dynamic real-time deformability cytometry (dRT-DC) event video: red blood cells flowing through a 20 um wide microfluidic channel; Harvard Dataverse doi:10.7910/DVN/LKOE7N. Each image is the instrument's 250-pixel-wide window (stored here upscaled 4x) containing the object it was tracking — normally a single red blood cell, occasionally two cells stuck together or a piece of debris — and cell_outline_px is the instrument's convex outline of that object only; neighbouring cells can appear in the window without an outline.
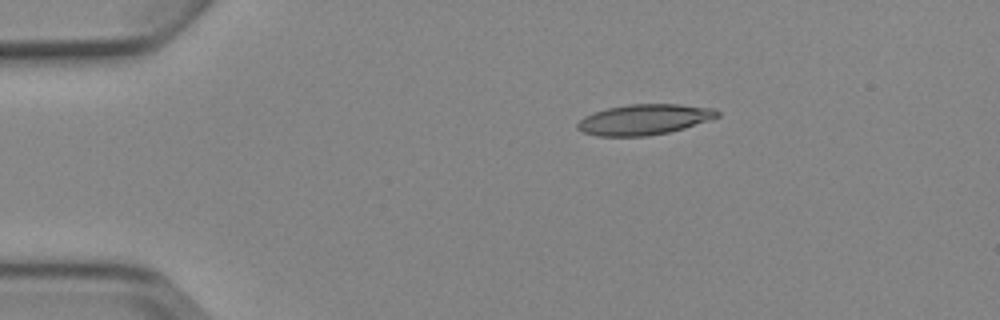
{"species": "Egyptian fruit bat (a non-hibernating species)", "species_latin": "Rousettus aegyptiacus", "temperature_condition": "cold", "stored_images_in_passage": 6, "camera_frame_rate_fps": 3000, "um_per_image_px": 0.085, "animal": {"sex": "female"}, "frame": {"image": 1, "passage_image": 2, "time_ms": 2.0, "image_size_px": [1000, 320], "cell_outline_px": [[720, 116], [684, 128], [668, 132], [648, 136], [596, 136], [584, 132], [576, 128], [576, 124], [584, 116], [608, 108], [628, 104], [680, 104], [716, 108], [720, 112]], "centroid_in_image_um": [54.77, 10.15], "position_along_channel_um": 30.2, "area_um2": 24.85}}
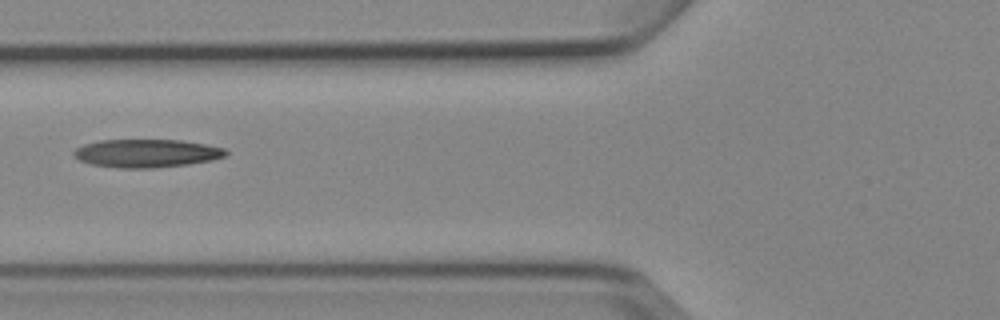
{"frame": {"image": 2, "passage_image": 5, "time_ms": 5.667, "image_size_px": [1000, 320], "cell_outline_px": [[228, 156], [212, 160], [188, 164], [152, 168], [120, 168], [92, 164], [80, 160], [72, 152], [76, 148], [84, 144], [100, 140], [184, 140], [224, 148], [228, 152]], "centroid_in_image_um": [12.49, 13.02], "position_along_channel_um": 113.3, "area_um2": 24.91}}
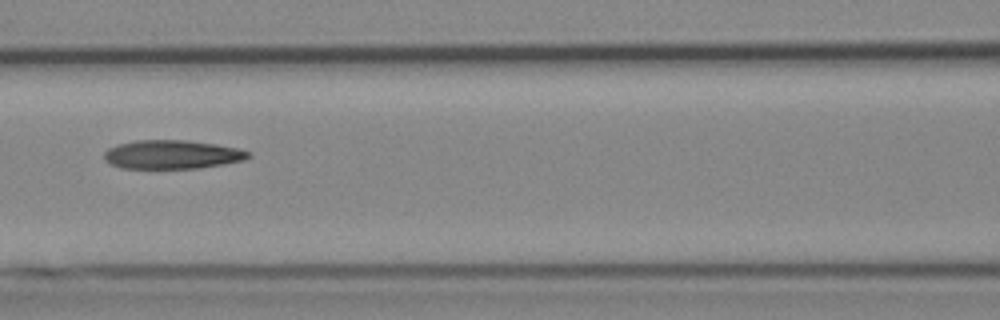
{"frame": {"image": 3, "passage_image": 6, "time_ms": 6.667, "image_size_px": [1000, 320], "cell_outline_px": [[252, 156], [244, 160], [224, 164], [200, 168], [120, 168], [104, 160], [104, 152], [108, 148], [120, 144], [136, 140], [188, 140], [216, 144], [240, 148], [252, 152]], "centroid_in_image_um": [14.68, 13.13], "position_along_channel_um": 151.9, "area_um2": 24.33}}